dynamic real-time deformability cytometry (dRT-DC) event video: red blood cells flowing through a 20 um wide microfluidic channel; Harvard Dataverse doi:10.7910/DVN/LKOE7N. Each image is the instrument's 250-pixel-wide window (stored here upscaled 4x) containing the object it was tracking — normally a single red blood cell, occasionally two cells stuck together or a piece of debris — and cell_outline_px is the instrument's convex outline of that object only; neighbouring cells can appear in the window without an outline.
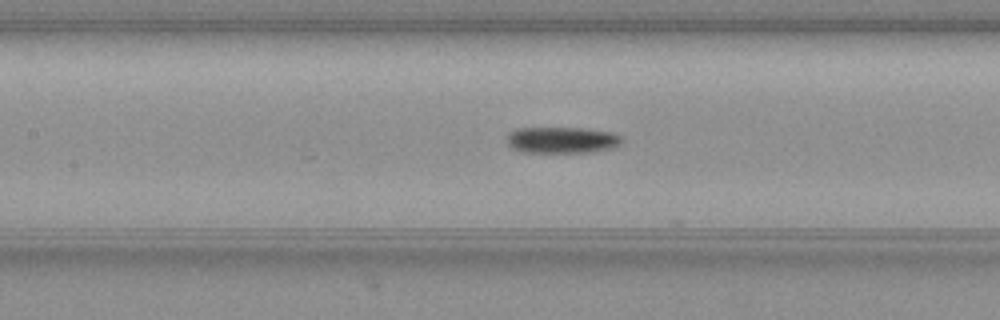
{"species": "common noctule bat (a hibernating species)", "species_latin": "Nyctalus noctula", "temperature_condition": "warm", "stored_images_in_passage": 45, "camera_frame_rate_fps": 3000, "um_per_image_px": 0.085, "animal": {"sex": "female", "body_mass_g": 19.3, "forearm_length_mm": 54.1}, "frame": {"image": 1, "passage_image": 15, "time_ms": 4.667, "image_size_px": [1000, 320], "cell_outline_px": [[620, 144], [612, 148], [592, 152], [524, 152], [512, 148], [508, 144], [508, 132], [516, 128], [580, 128], [612, 132], [620, 136]], "centroid_in_image_um": [47.74, 11.9], "position_along_channel_um": 159.7, "area_um2": 17.51}}
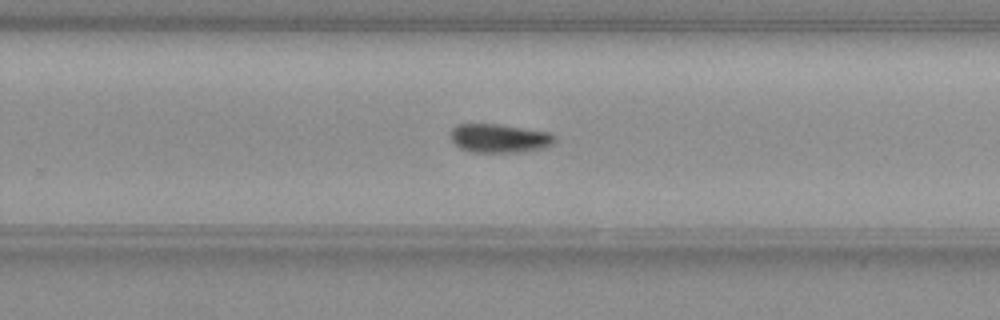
{"frame": {"image": 2, "passage_image": 25, "time_ms": 8.0, "image_size_px": [1000, 320], "cell_outline_px": [[556, 140], [552, 144], [544, 148], [524, 152], [472, 152], [460, 148], [452, 140], [452, 128], [456, 124], [496, 124], [548, 132], [556, 136]], "centroid_in_image_um": [42.47, 11.76], "position_along_channel_um": 287.3, "area_um2": 17.34}}
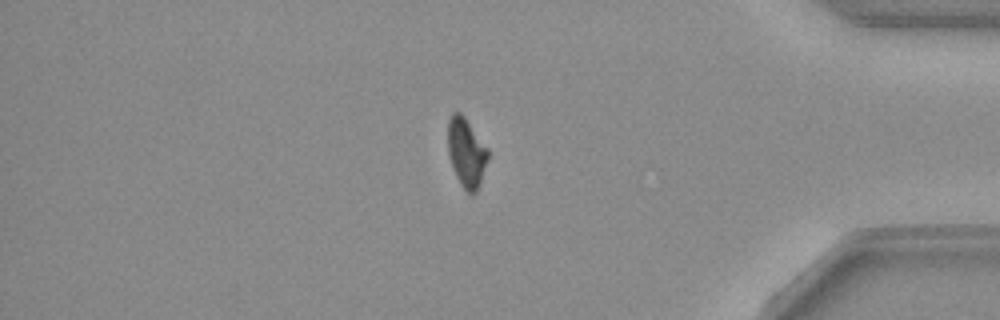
{"frame": {"image": 3, "passage_image": 36, "time_ms": 11.667, "image_size_px": [1000, 320], "cell_outline_px": [[488, 160], [480, 184], [476, 192], [472, 196], [460, 184], [456, 176], [448, 152], [448, 120], [452, 112], [460, 112], [464, 116], [488, 148]], "centroid_in_image_um": [39.65, 12.97], "position_along_channel_um": 395.6, "area_um2": 16.13}, "authors_computed_cell_mechanics": {"area_um2": 17.5712, "velocity_mm_per_s": 3.8518, "shape_relaxation_time_tau1_ms": 9.8172, "shape_relaxation_time_tau2_ms": 2.9374, "deformation_change_tau1": 0.235, "deformation_change_tau2": 0.0706}}